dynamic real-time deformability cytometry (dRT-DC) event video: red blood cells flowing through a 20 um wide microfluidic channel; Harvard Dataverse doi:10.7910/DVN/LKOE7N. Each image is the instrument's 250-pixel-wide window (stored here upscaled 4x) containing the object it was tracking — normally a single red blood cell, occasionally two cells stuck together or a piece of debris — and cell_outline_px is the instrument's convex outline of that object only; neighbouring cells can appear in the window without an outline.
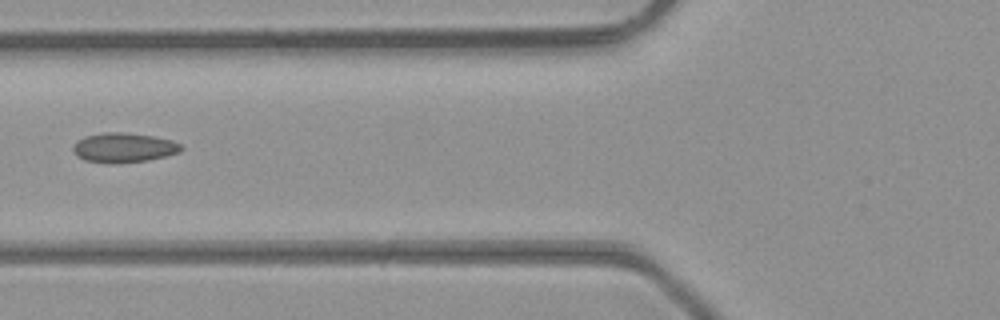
{"species": "common noctule bat (a hibernating species)", "species_latin": "Nyctalus noctula", "temperature_condition": "room temperature", "stored_images_in_passage": 5, "camera_frame_rate_fps": 3000, "um_per_image_px": 0.085, "animal": {"sex": "male", "body_mass_g": 23.1, "forearm_length_mm": 52.7}, "frame": {"image": 1, "passage_image": 4, "time_ms": 1.0, "image_size_px": [1000, 320], "cell_outline_px": [[184, 148], [180, 152], [168, 156], [148, 160], [116, 164], [108, 164], [84, 160], [76, 156], [72, 148], [84, 136], [104, 132], [120, 132], [152, 136], [172, 140], [180, 144]], "centroid_in_image_um": [10.53, 12.57], "position_along_channel_um": 115.3, "area_um2": 18.79}}
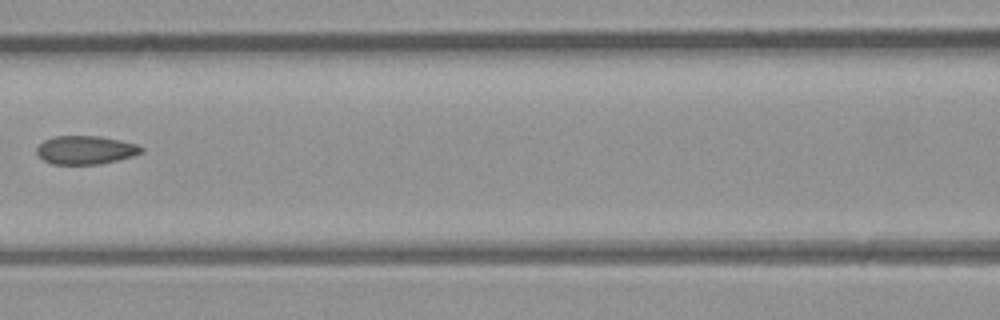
{"frame": {"image": 2, "passage_image": 5, "time_ms": 1.333, "image_size_px": [1000, 320], "cell_outline_px": [[144, 152], [132, 156], [100, 164], [52, 164], [44, 160], [36, 152], [36, 148], [44, 140], [52, 136], [100, 136], [120, 140], [136, 144], [144, 148]], "centroid_in_image_um": [7.27, 12.74], "position_along_channel_um": 159.3, "area_um2": 17.34}}